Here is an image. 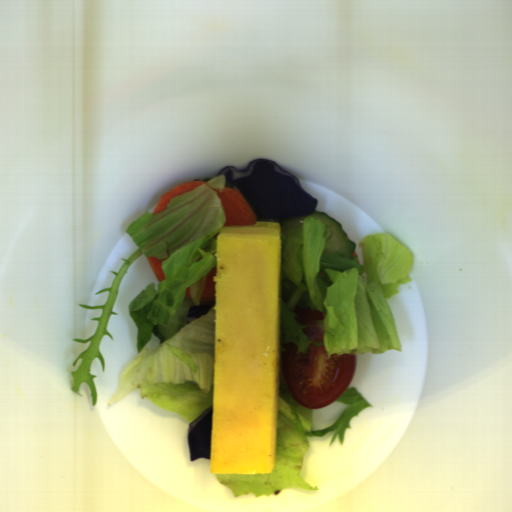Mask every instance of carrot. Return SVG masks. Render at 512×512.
Masks as SVG:
<instances>
[{"label": "carrot", "mask_w": 512, "mask_h": 512, "mask_svg": "<svg viewBox=\"0 0 512 512\" xmlns=\"http://www.w3.org/2000/svg\"><path fill=\"white\" fill-rule=\"evenodd\" d=\"M223 208L225 226L257 225L256 214L245 196L237 188L225 187L216 192Z\"/></svg>", "instance_id": "b8716197"}, {"label": "carrot", "mask_w": 512, "mask_h": 512, "mask_svg": "<svg viewBox=\"0 0 512 512\" xmlns=\"http://www.w3.org/2000/svg\"><path fill=\"white\" fill-rule=\"evenodd\" d=\"M208 181H191V182H181L177 184L176 186L170 188L167 192H165L160 200L158 201L153 213H158L161 211H164L170 200L173 198H176L186 192H189L193 189H196L204 184H206Z\"/></svg>", "instance_id": "cead05ca"}, {"label": "carrot", "mask_w": 512, "mask_h": 512, "mask_svg": "<svg viewBox=\"0 0 512 512\" xmlns=\"http://www.w3.org/2000/svg\"><path fill=\"white\" fill-rule=\"evenodd\" d=\"M200 301L202 303L216 302V264L205 275V283L202 288Z\"/></svg>", "instance_id": "1c9b5961"}, {"label": "carrot", "mask_w": 512, "mask_h": 512, "mask_svg": "<svg viewBox=\"0 0 512 512\" xmlns=\"http://www.w3.org/2000/svg\"><path fill=\"white\" fill-rule=\"evenodd\" d=\"M292 313H294L295 315V322H297L298 324H301L303 326L304 325V322H306L307 320H323L324 318V314H322L321 312L317 311V310H312V309H308V308H295L292 310Z\"/></svg>", "instance_id": "07d2c1c8"}, {"label": "carrot", "mask_w": 512, "mask_h": 512, "mask_svg": "<svg viewBox=\"0 0 512 512\" xmlns=\"http://www.w3.org/2000/svg\"><path fill=\"white\" fill-rule=\"evenodd\" d=\"M146 260L148 261L156 279L158 282H162L165 280V274L162 269V262L166 261L165 259H157L156 257L146 256Z\"/></svg>", "instance_id": "79d8ee17"}, {"label": "carrot", "mask_w": 512, "mask_h": 512, "mask_svg": "<svg viewBox=\"0 0 512 512\" xmlns=\"http://www.w3.org/2000/svg\"><path fill=\"white\" fill-rule=\"evenodd\" d=\"M184 298L185 299H192L193 298L192 295H191V287L190 286L185 289Z\"/></svg>", "instance_id": "46ec933d"}]
</instances>
